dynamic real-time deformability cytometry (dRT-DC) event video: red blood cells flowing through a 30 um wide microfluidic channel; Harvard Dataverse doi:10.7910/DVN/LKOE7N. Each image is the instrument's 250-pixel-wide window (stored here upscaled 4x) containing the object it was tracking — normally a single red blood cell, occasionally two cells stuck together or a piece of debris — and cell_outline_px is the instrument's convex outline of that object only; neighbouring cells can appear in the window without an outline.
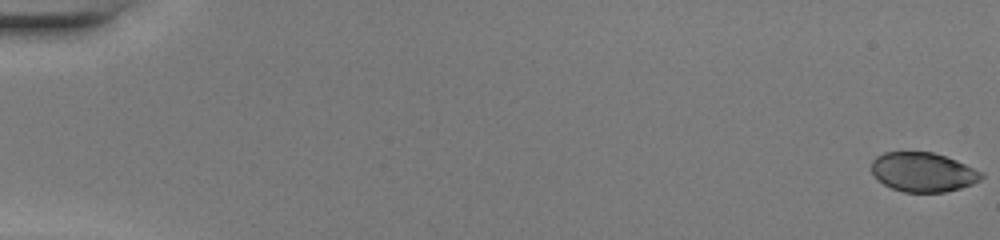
{"species": "common noctule bat (a hibernating species)", "species_latin": "Nyctalus noctula", "temperature_condition": "warm", "stored_images_in_passage": 49, "camera_frame_rate_fps": 3000, "um_per_image_px": 0.085, "animal": {"sex": "female", "body_mass_g": 20.0, "forearm_length_mm": 54.0}, "frame": {"image": 1, "passage_image": 1, "time_ms": 0.0, "image_size_px": [1000, 240], "cell_outline_px": [[984, 176], [980, 180], [972, 184], [960, 188], [944, 192], [904, 192], [892, 188], [884, 184], [872, 172], [872, 160], [876, 156], [884, 152], [932, 152], [956, 160], [984, 172]], "centroid_in_image_um": [78.48, 14.62], "position_along_channel_um": 6.5, "area_um2": 25.09}}
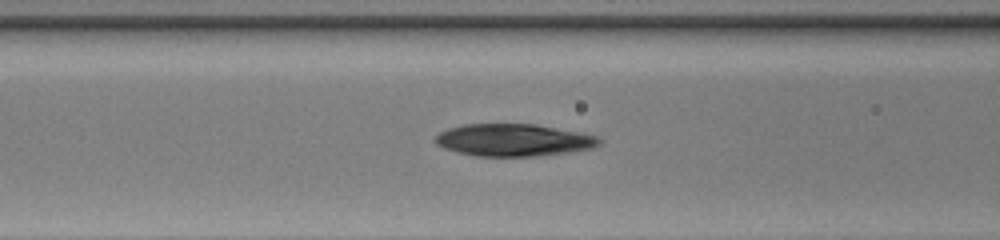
{"frame": {"image": 2, "passage_image": 22, "time_ms": 7.0, "image_size_px": [1000, 240], "cell_outline_px": [[604, 144], [596, 148], [568, 152], [536, 156], [476, 156], [456, 152], [444, 148], [436, 144], [436, 136], [440, 132], [448, 128], [464, 124], [536, 124], [580, 132], [600, 136], [604, 140]], "centroid_in_image_um": [43.74, 11.9], "position_along_channel_um": 122.9, "area_um2": 31.21}}
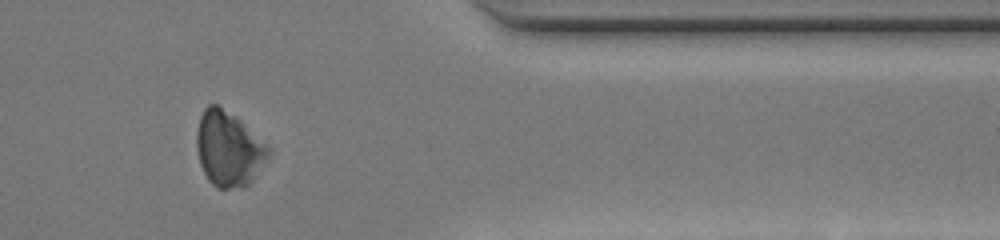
{"frame": {"image": 3, "passage_image": 42, "time_ms": 13.667, "image_size_px": [1000, 240], "cell_outline_px": [[272, 152], [252, 180], [248, 184], [240, 188], [216, 188], [208, 180], [200, 164], [196, 148], [196, 132], [200, 116], [204, 108], [208, 104], [216, 104], [240, 120], [272, 148]], "centroid_in_image_um": [19.43, 12.66], "position_along_channel_um": 392.0, "area_um2": 31.39}}